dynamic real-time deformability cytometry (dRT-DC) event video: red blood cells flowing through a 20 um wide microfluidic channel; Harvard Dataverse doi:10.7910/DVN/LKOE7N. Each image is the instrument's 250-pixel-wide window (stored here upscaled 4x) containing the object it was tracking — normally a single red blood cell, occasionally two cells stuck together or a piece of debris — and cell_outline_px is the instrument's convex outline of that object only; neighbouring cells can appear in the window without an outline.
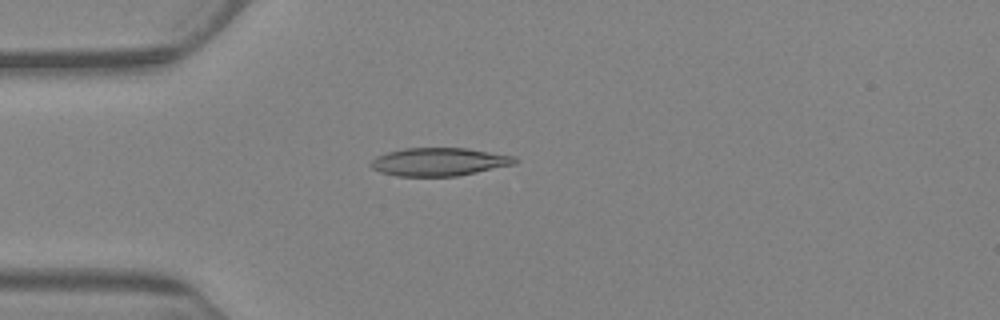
{"species": "Egyptian fruit bat (a non-hibernating species)", "species_latin": "Rousettus aegyptiacus", "temperature_condition": "warm", "stored_images_in_passage": 12, "camera_frame_rate_fps": 3000, "um_per_image_px": 0.085, "animal": {"sex": "female"}, "frame": {"image": 1, "passage_image": 5, "time_ms": 5.333, "image_size_px": [1000, 320], "cell_outline_px": [[520, 160], [516, 164], [456, 176], [396, 176], [380, 172], [372, 168], [368, 164], [376, 156], [388, 152], [404, 148], [468, 148], [516, 156]], "centroid_in_image_um": [37.34, 13.75], "position_along_channel_um": 47.7, "area_um2": 23.76}}
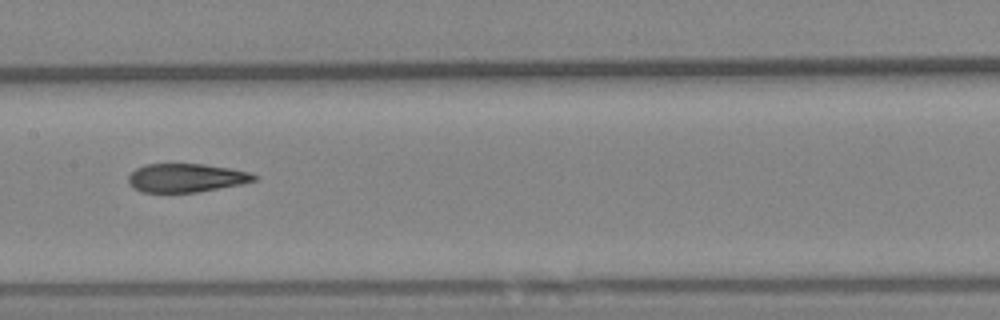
{"frame": {"image": 2, "passage_image": 9, "time_ms": 10.333, "image_size_px": [1000, 320], "cell_outline_px": [[260, 176], [256, 180], [240, 184], [196, 192], [140, 192], [132, 188], [128, 184], [128, 176], [136, 168], [144, 164], [204, 164], [232, 168], [248, 172]], "centroid_in_image_um": [15.8, 15.11], "position_along_channel_um": 191.6, "area_um2": 21.04}}
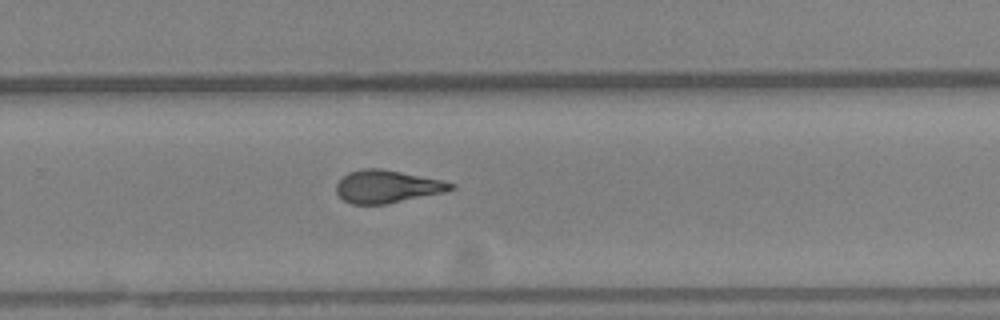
{"frame": {"image": 3, "passage_image": 12, "time_ms": 13.667, "image_size_px": [1000, 320], "cell_outline_px": [[456, 188], [444, 192], [388, 204], [352, 204], [344, 200], [336, 192], [336, 184], [348, 172], [364, 168], [380, 168], [444, 180], [456, 184]], "centroid_in_image_um": [32.93, 15.85], "position_along_channel_um": 296.9, "area_um2": 21.91}}